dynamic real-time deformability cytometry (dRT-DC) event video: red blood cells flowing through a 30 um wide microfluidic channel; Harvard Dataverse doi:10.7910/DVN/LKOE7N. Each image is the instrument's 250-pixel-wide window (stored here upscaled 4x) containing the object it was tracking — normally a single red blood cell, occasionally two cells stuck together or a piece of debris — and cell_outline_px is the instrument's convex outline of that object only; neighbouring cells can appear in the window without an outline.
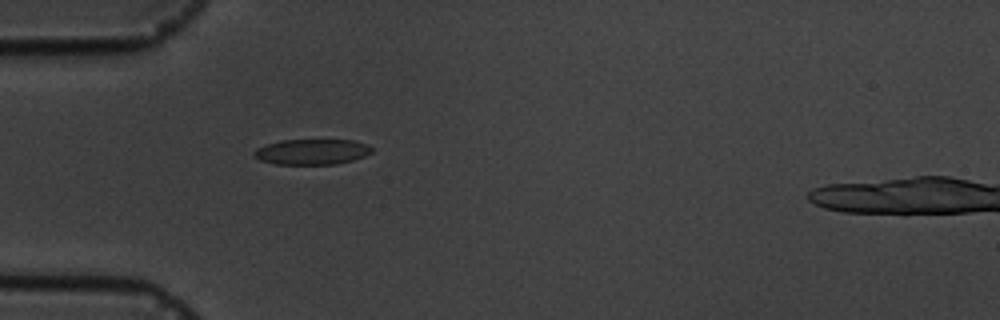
{"species": "common noctule bat (a hibernating species)", "species_latin": "Nyctalus noctula", "temperature_condition": "cold", "stored_images_in_passage": 3, "camera_frame_rate_fps": 3000, "um_per_image_px": 0.085, "animal": {"sex": "male", "body_mass_g": 19.5, "forearm_length_mm": 54.6}, "frame": {"image": 1, "passage_image": 3, "time_ms": 3.333, "image_size_px": [1000, 320], "cell_outline_px": [[372, 152], [364, 156], [352, 160], [336, 164], [276, 164], [260, 160], [252, 156], [252, 152], [256, 148], [280, 140], [352, 140], [368, 144], [372, 148]], "centroid_in_image_um": [26.49, 12.9], "position_along_channel_um": 58.5, "area_um2": 17.51}}